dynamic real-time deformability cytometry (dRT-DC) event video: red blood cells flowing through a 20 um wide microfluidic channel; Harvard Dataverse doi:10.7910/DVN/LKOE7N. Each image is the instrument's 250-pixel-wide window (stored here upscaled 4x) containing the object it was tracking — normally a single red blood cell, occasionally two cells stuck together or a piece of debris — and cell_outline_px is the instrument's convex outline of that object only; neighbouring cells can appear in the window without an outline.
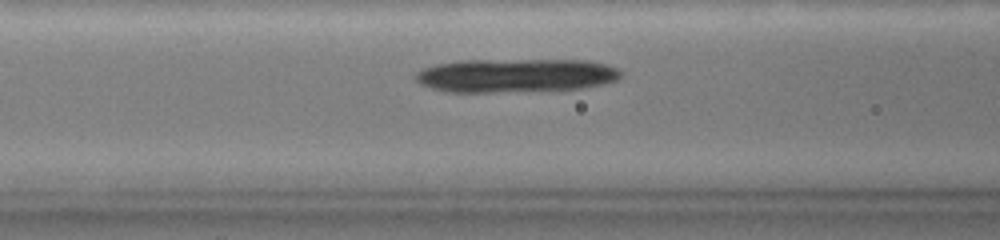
{"species": "common noctule bat (a hibernating species)", "species_latin": "Nyctalus noctula", "temperature_condition": "warm", "stored_images_in_passage": 38, "camera_frame_rate_fps": 3000, "um_per_image_px": 0.085, "animal": {"sex": "female", "body_mass_g": 19.0, "forearm_length_mm": 51.5}, "frame": {"image": 1, "passage_image": 17, "time_ms": 4.0, "image_size_px": [1000, 240], "cell_outline_px": [[620, 76], [616, 80], [600, 84], [576, 88], [484, 92], [456, 92], [436, 88], [424, 84], [416, 80], [416, 72], [424, 68], [436, 64], [460, 60], [588, 60], [608, 64], [616, 68], [620, 72]], "centroid_in_image_um": [43.84, 6.38], "position_along_channel_um": 122.8, "area_um2": 39.48}}